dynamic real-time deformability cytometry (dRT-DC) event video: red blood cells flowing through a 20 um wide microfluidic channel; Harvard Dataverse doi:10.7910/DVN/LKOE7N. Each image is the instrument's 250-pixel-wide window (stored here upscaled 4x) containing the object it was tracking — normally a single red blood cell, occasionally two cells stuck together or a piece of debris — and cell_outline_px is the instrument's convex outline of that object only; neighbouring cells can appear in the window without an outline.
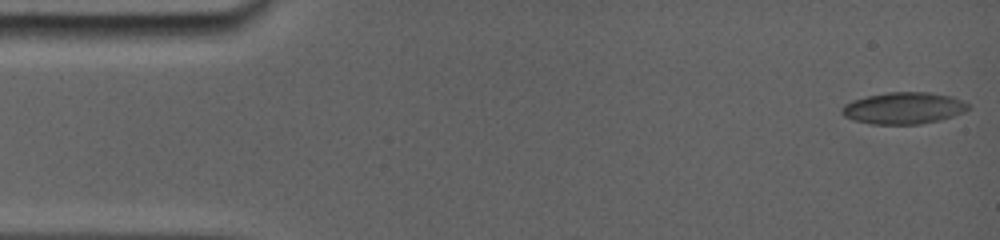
{"species": "common noctule bat (a hibernating species)", "species_latin": "Nyctalus noctula", "temperature_condition": "room temperature", "stored_images_in_passage": 43, "camera_frame_rate_fps": 5000, "um_per_image_px": 0.085, "animal": {"sex": "female", "body_mass_g": 19.0, "forearm_length_mm": 56.7}, "frame": {"image": 1, "passage_image": 1, "time_ms": 0.0, "image_size_px": [1000, 240], "cell_outline_px": [[968, 108], [960, 112], [936, 120], [916, 124], [876, 124], [856, 120], [844, 116], [844, 104], [852, 100], [868, 96], [888, 92], [928, 92], [952, 96], [968, 104]], "centroid_in_image_um": [76.78, 9.17], "position_along_channel_um": 8.2, "area_um2": 22.54}}
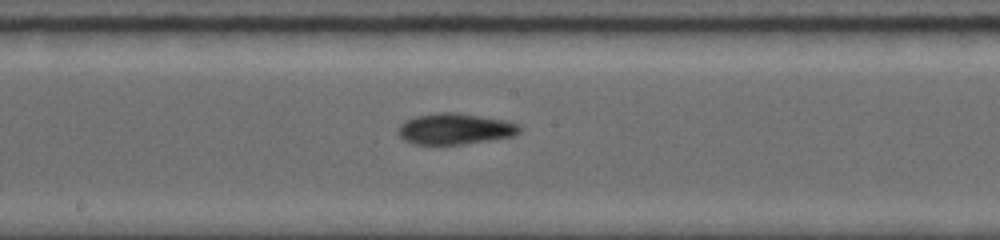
{"frame": {"image": 2, "passage_image": 25, "time_ms": 8.4, "image_size_px": [1000, 240], "cell_outline_px": [[520, 132], [512, 136], [460, 144], [416, 144], [404, 140], [400, 136], [400, 124], [416, 116], [440, 112], [452, 112], [504, 120], [516, 124], [520, 128]], "centroid_in_image_um": [38.66, 10.95], "position_along_channel_um": 209.5, "area_um2": 21.27}}
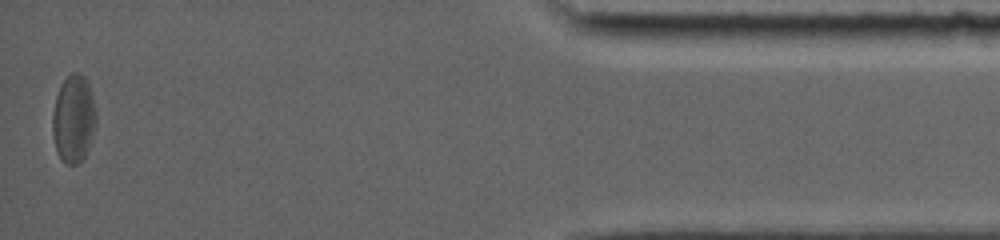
{"frame": {"image": 3, "passage_image": 43, "time_ms": 15.8, "image_size_px": [1000, 240], "cell_outline_px": [[96, 120], [88, 148], [84, 160], [76, 164], [64, 164], [60, 160], [56, 148], [52, 132], [52, 112], [56, 96], [60, 84], [72, 72], [80, 72], [88, 80], [92, 92], [96, 112]], "centroid_in_image_um": [6.25, 10.08], "position_along_channel_um": 429.0, "area_um2": 22.6}, "authors_computed_cell_mechanics": {"area_um2": 20.9236, "velocity_mm_per_s": 3.8108, "shape_relaxation_time_tau1_ms": null, "shape_relaxation_time_tau2_ms": 3.0832, "deformation_change_tau1": null, "deformation_change_tau2": 0.074}}